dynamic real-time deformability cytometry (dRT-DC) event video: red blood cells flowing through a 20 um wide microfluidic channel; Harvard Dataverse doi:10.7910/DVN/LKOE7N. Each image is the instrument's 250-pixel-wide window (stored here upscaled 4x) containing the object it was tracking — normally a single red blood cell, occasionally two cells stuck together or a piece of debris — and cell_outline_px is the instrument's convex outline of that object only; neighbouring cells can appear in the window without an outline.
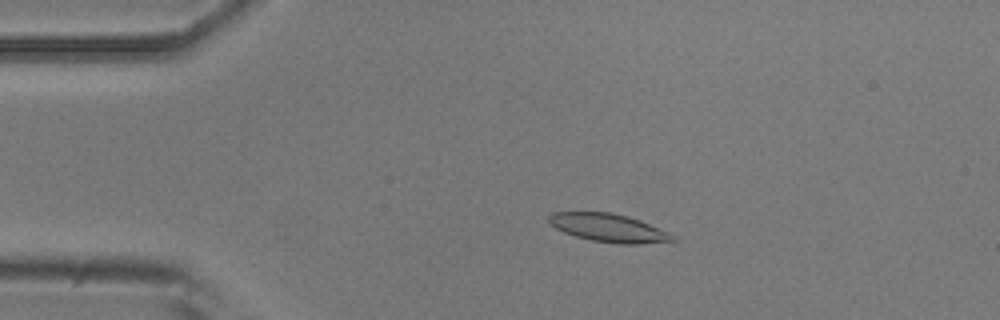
{"species": "common noctule bat (a hibernating species)", "species_latin": "Nyctalus noctula", "temperature_condition": "room temperature", "stored_images_in_passage": 52, "camera_frame_rate_fps": 3000, "um_per_image_px": 0.085, "animal": {"sex": "male", "body_mass_g": 20.5, "forearm_length_mm": 52.5}, "frame": {"image": 1, "passage_image": 10, "time_ms": 3.0, "image_size_px": [1000, 320], "cell_outline_px": [[676, 240], [640, 244], [620, 244], [592, 240], [576, 236], [564, 232], [548, 224], [548, 216], [552, 212], [612, 212], [628, 216], [640, 220], [672, 232], [676, 236]], "centroid_in_image_um": [51.77, 19.36], "position_along_channel_um": 33.2, "area_um2": 20.58}}
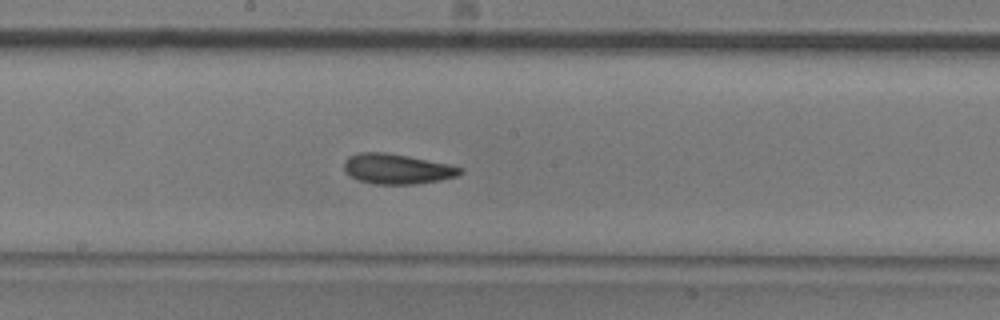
{"frame": {"image": 2, "passage_image": 27, "time_ms": 8.667, "image_size_px": [1000, 320], "cell_outline_px": [[464, 172], [456, 176], [440, 180], [416, 184], [376, 184], [360, 180], [352, 176], [344, 168], [344, 160], [348, 156], [360, 152], [384, 152], [408, 156], [448, 164], [464, 168]], "centroid_in_image_um": [33.77, 14.35], "position_along_channel_um": 214.4, "area_um2": 20.23}}
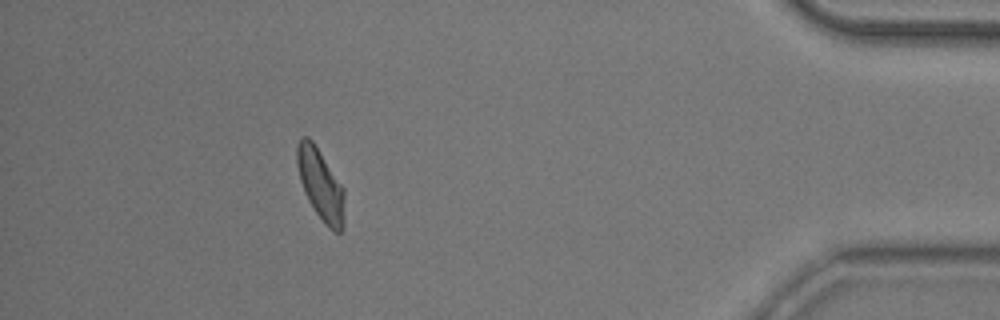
{"frame": {"image": 3, "passage_image": 46, "time_ms": 15.0, "image_size_px": [1000, 320], "cell_outline_px": [[344, 224], [340, 232], [336, 232], [328, 228], [316, 212], [308, 200], [304, 192], [300, 180], [296, 164], [296, 144], [300, 136], [308, 136], [312, 140], [344, 188]], "centroid_in_image_um": [27.23, 15.66], "position_along_channel_um": 408.0, "area_um2": 19.77}, "authors_computed_cell_mechanics": {"area_um2": 19.9699, "velocity_mm_per_s": 3.9028, "shape_relaxation_time_tau1_ms": 4.0142, "shape_relaxation_time_tau2_ms": 2.4057, "deformation_change_tau1": 0.1395, "deformation_change_tau2": 0.0968}}